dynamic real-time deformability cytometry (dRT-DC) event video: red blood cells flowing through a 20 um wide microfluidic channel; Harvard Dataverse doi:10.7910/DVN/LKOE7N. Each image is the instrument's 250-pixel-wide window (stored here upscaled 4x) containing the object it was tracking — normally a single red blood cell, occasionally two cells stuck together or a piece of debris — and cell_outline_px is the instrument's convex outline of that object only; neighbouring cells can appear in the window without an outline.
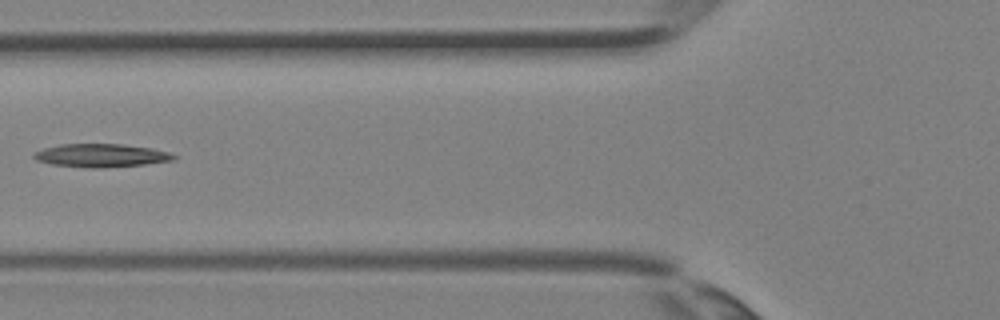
{"species": "Egyptian fruit bat (a non-hibernating species)", "species_latin": "Rousettus aegyptiacus", "temperature_condition": "room temperature", "stored_images_in_passage": 3, "camera_frame_rate_fps": 3000, "um_per_image_px": 0.085, "animal": {"sex": "female"}, "frame": {"image": 1, "passage_image": 3, "time_ms": 0.667, "image_size_px": [1000, 320], "cell_outline_px": [[180, 156], [176, 160], [144, 164], [100, 168], [92, 168], [52, 164], [36, 160], [32, 156], [36, 152], [44, 148], [60, 144], [124, 144], [152, 148], [168, 152]], "centroid_in_image_um": [8.65, 13.21], "position_along_channel_um": 117.2, "area_um2": 18.96}}